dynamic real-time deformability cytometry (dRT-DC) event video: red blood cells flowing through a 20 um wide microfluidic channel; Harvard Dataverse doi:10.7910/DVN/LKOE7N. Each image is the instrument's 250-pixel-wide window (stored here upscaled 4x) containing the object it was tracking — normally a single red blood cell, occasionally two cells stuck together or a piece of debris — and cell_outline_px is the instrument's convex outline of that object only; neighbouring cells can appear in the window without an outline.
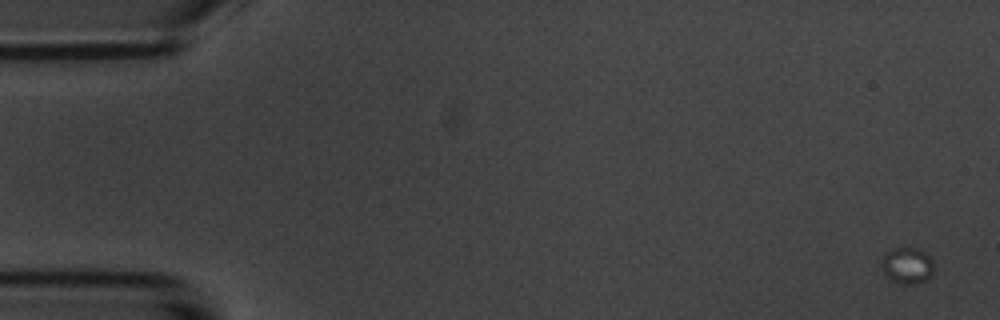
{"species": "common noctule bat (a hibernating species)", "species_latin": "Nyctalus noctula", "temperature_condition": "room temperature", "stored_images_in_passage": 4, "camera_frame_rate_fps": 3000, "um_per_image_px": 0.085, "animal": {"sex": "male", "body_mass_g": 20.1, "forearm_length_mm": 53.5}, "frame": {"image": 1, "passage_image": 1, "time_ms": 0.0, "image_size_px": [1000, 320], "cell_outline_px": [[932, 272], [924, 280], [916, 284], [904, 284], [892, 280], [884, 272], [884, 256], [892, 248], [920, 248], [932, 260]], "centroid_in_image_um": [77.14, 22.56], "position_along_channel_um": 7.9, "area_um2": 10.52}}